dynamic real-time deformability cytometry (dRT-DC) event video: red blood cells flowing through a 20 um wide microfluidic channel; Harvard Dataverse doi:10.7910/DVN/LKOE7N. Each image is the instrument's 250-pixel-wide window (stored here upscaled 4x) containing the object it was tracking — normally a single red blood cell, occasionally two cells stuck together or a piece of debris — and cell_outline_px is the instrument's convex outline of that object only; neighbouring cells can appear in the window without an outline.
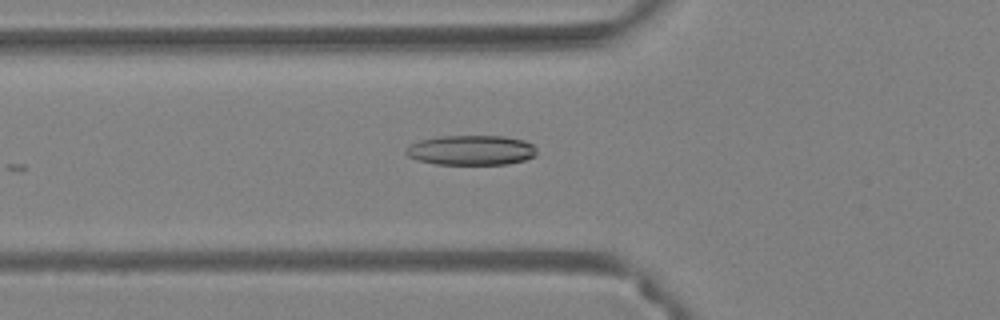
{"species": "Egyptian fruit bat (a non-hibernating species)", "species_latin": "Rousettus aegyptiacus", "temperature_condition": "warm", "stored_images_in_passage": 10, "camera_frame_rate_fps": 3000, "um_per_image_px": 0.085, "animal": {"sex": "female"}, "frame": {"image": 1, "passage_image": 5, "time_ms": 1.333, "image_size_px": [1000, 320], "cell_outline_px": [[536, 156], [524, 160], [508, 164], [436, 164], [416, 160], [408, 156], [404, 152], [404, 148], [420, 140], [440, 136], [504, 136], [524, 140], [532, 144], [536, 148]], "centroid_in_image_um": [40.04, 12.76], "position_along_channel_um": 85.8, "area_um2": 22.89}}
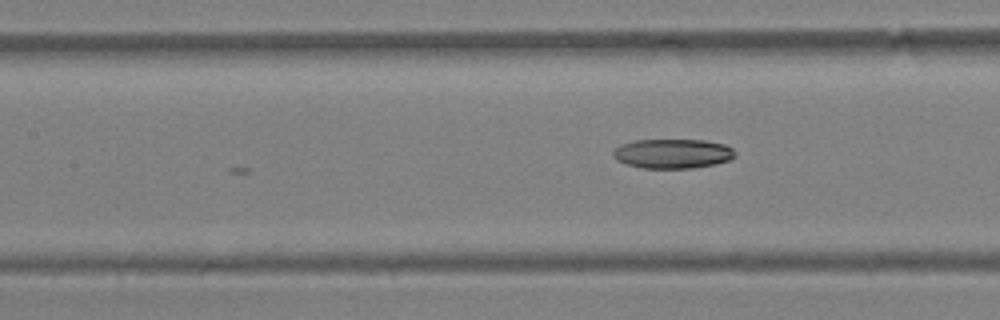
{"frame": {"image": 2, "passage_image": 10, "time_ms": 3.0, "image_size_px": [1000, 320], "cell_outline_px": [[736, 156], [728, 160], [716, 164], [692, 168], [644, 168], [628, 164], [616, 160], [612, 156], [612, 152], [620, 144], [636, 140], [704, 140], [724, 144], [732, 148], [736, 152]], "centroid_in_image_um": [57.18, 13.05], "position_along_channel_um": 150.2, "area_um2": 20.98}}